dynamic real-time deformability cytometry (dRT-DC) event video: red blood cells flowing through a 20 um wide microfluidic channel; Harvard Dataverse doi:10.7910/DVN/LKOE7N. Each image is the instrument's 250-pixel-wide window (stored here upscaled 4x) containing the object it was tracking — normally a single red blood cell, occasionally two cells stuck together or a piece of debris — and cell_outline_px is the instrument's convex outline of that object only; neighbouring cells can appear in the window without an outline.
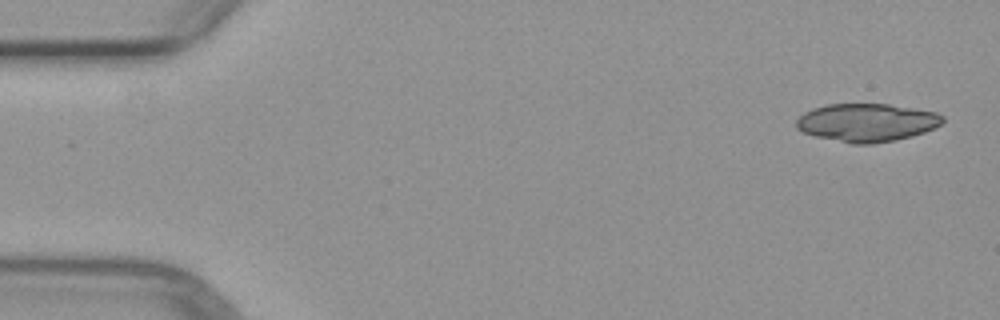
{"species": "common noctule bat (a hibernating species)", "species_latin": "Nyctalus noctula", "temperature_condition": "warm", "stored_images_in_passage": 6, "camera_frame_rate_fps": 3000, "um_per_image_px": 0.085, "animal": {"sex": "female", "body_mass_g": 29.2, "forearm_length_mm": 56.3}, "frame": {"image": 1, "passage_image": 1, "time_ms": 0.0, "image_size_px": [1000, 320], "cell_outline_px": [[944, 120], [940, 124], [924, 132], [912, 136], [896, 140], [872, 144], [852, 144], [816, 136], [804, 132], [796, 128], [796, 120], [804, 112], [812, 108], [828, 104], [888, 104], [936, 112], [944, 116]], "centroid_in_image_um": [73.67, 10.41], "position_along_channel_um": 11.3, "area_um2": 32.43}}
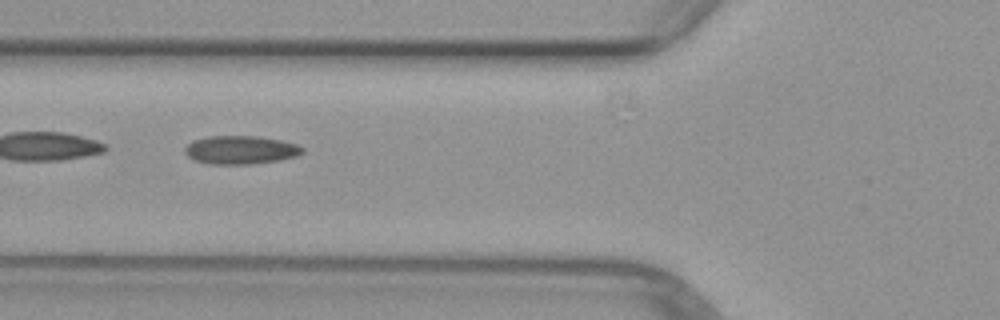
{"frame": {"image": 2, "passage_image": 5, "time_ms": 5.667, "image_size_px": [1000, 320], "cell_outline_px": [[304, 152], [296, 156], [280, 160], [248, 164], [208, 164], [192, 160], [184, 152], [184, 148], [192, 140], [208, 136], [256, 136], [280, 140], [296, 144], [304, 148]], "centroid_in_image_um": [20.41, 12.74], "position_along_channel_um": 105.4, "area_um2": 19.54}}
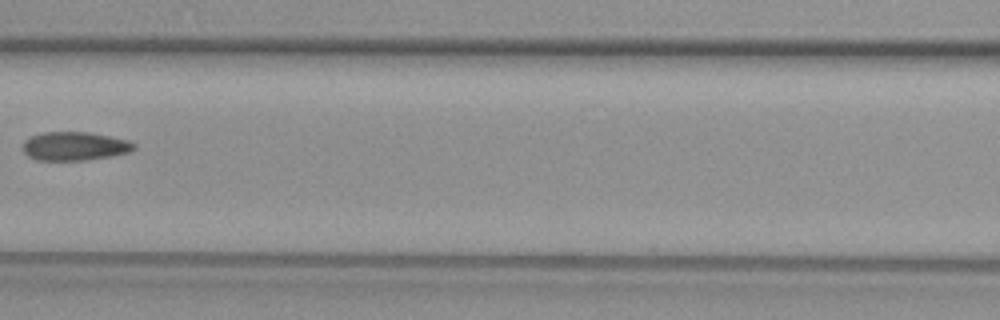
{"frame": {"image": 3, "passage_image": 6, "time_ms": 7.0, "image_size_px": [1000, 320], "cell_outline_px": [[136, 148], [128, 152], [112, 156], [84, 160], [36, 160], [28, 156], [24, 152], [24, 140], [32, 136], [44, 132], [88, 132], [128, 140], [136, 144]], "centroid_in_image_um": [6.35, 12.42], "position_along_channel_um": 160.2, "area_um2": 18.44}}